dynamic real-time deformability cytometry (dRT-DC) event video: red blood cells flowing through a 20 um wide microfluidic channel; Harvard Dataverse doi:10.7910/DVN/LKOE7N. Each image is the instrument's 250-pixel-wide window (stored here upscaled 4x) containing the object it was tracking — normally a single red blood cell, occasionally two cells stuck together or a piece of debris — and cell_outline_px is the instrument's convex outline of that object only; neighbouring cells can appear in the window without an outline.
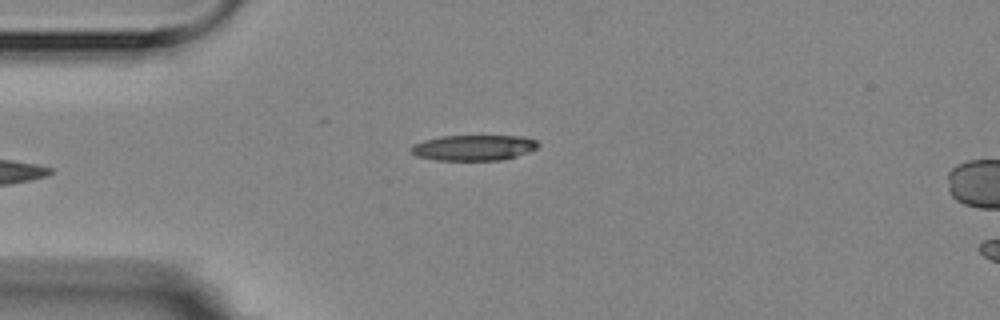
{"species": "Egyptian fruit bat (a non-hibernating species)", "species_latin": "Rousettus aegyptiacus", "temperature_condition": "room temperature", "stored_images_in_passage": 4, "camera_frame_rate_fps": 3000, "um_per_image_px": 0.085, "animal": {"sex": "female"}, "frame": {"image": 1, "passage_image": 4, "time_ms": 3.333, "image_size_px": [1000, 320], "cell_outline_px": [[540, 144], [536, 148], [528, 152], [516, 156], [500, 160], [436, 160], [416, 156], [412, 152], [412, 144], [424, 140], [440, 136], [524, 136], [536, 140]], "centroid_in_image_um": [40.27, 12.55], "position_along_channel_um": 44.7, "area_um2": 18.9}}